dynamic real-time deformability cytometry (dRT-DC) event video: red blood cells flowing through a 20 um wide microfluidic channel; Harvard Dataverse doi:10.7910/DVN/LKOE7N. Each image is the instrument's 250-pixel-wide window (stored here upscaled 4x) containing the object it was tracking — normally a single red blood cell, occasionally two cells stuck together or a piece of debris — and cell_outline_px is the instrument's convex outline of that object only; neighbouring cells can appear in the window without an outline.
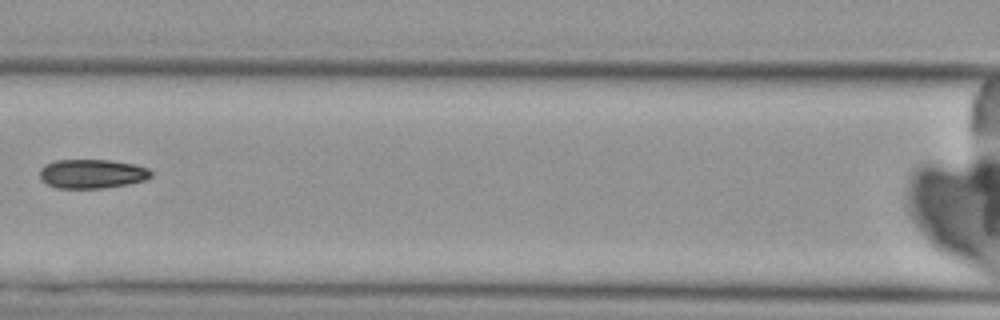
{"species": "Egyptian fruit bat (a non-hibernating species)", "species_latin": "Rousettus aegyptiacus", "temperature_condition": "cold", "stored_images_in_passage": 9, "camera_frame_rate_fps": 3000, "um_per_image_px": 0.085, "animal": {"sex": "female"}, "frame": {"image": 1, "passage_image": 8, "time_ms": 8.333, "image_size_px": [1000, 320], "cell_outline_px": [[152, 176], [144, 180], [128, 184], [104, 188], [56, 188], [40, 180], [40, 168], [44, 164], [56, 160], [112, 160], [136, 164], [148, 168], [152, 172]], "centroid_in_image_um": [7.82, 14.76], "position_along_channel_um": 158.8, "area_um2": 19.07}}
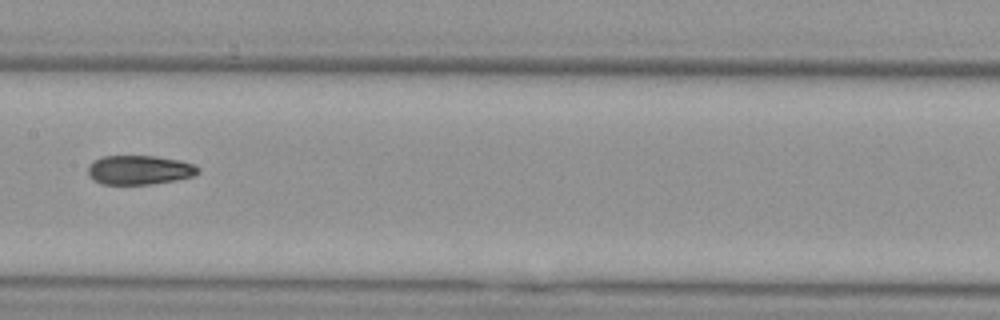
{"frame": {"image": 2, "passage_image": 9, "time_ms": 9.333, "image_size_px": [1000, 320], "cell_outline_px": [[200, 172], [192, 176], [176, 180], [152, 184], [100, 184], [92, 180], [88, 176], [88, 164], [92, 160], [100, 156], [156, 156], [180, 160], [192, 164], [200, 168]], "centroid_in_image_um": [11.8, 14.44], "position_along_channel_um": 195.6, "area_um2": 19.02}}